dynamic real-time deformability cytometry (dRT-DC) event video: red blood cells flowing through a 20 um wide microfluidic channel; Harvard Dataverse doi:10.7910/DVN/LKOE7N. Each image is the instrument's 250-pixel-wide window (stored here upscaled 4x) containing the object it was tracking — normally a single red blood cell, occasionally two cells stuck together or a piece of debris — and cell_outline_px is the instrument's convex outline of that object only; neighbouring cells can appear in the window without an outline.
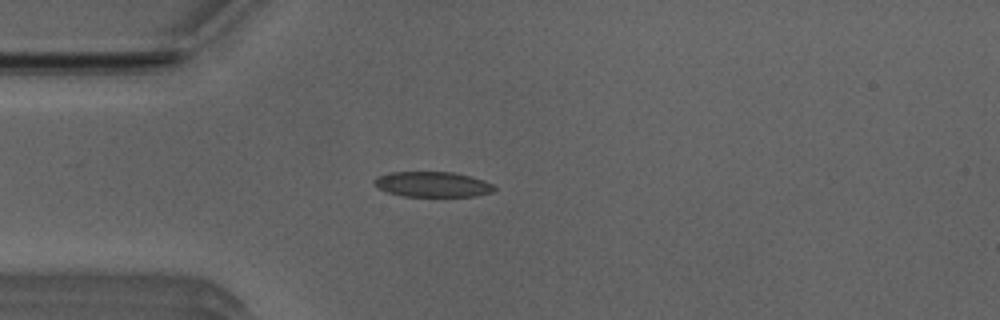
{"species": "Egyptian fruit bat (a non-hibernating species)", "species_latin": "Rousettus aegyptiacus", "temperature_condition": "room temperature", "stored_images_in_passage": 43, "camera_frame_rate_fps": 3000, "um_per_image_px": 0.085, "animal": {"sex": "male"}, "frame": {"image": 1, "passage_image": 5, "time_ms": 1.333, "image_size_px": [1000, 320], "cell_outline_px": [[496, 188], [492, 192], [476, 196], [404, 196], [388, 192], [380, 188], [376, 184], [376, 176], [392, 172], [452, 172], [484, 180], [492, 184]], "centroid_in_image_um": [36.8, 15.67], "position_along_channel_um": 48.2, "area_um2": 17.4}}
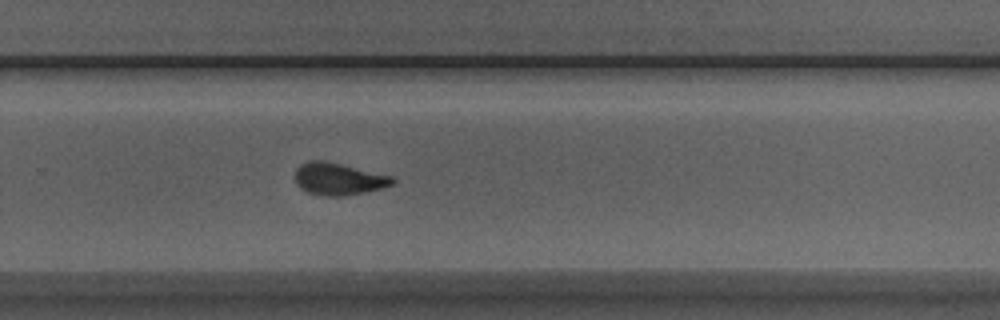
{"frame": {"image": 2, "passage_image": 25, "time_ms": 8.0, "image_size_px": [1000, 320], "cell_outline_px": [[396, 180], [392, 184], [380, 188], [340, 196], [328, 196], [308, 192], [300, 188], [296, 184], [296, 168], [300, 164], [308, 160], [324, 160], [392, 176]], "centroid_in_image_um": [28.73, 15.19], "position_along_channel_um": 301.1, "area_um2": 17.92}}
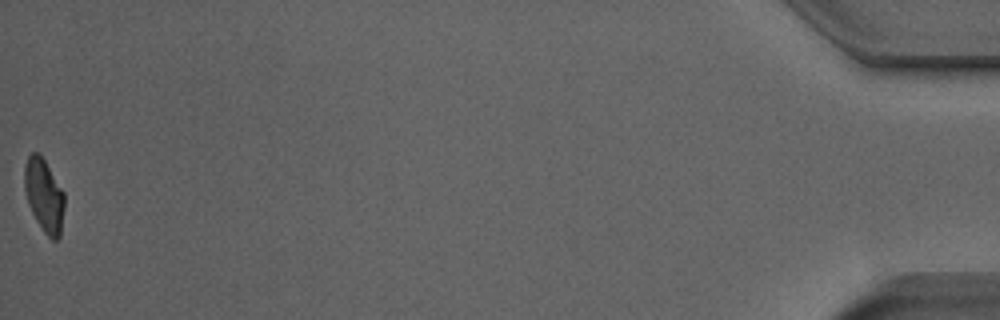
{"frame": {"image": 3, "passage_image": 43, "time_ms": 14.0, "image_size_px": [1000, 320], "cell_outline_px": [[64, 208], [60, 236], [56, 240], [52, 240], [44, 232], [36, 220], [28, 204], [24, 188], [24, 168], [28, 156], [32, 152], [40, 152], [64, 192]], "centroid_in_image_um": [3.74, 16.59], "position_along_channel_um": 431.5, "area_um2": 17.11}, "authors_computed_cell_mechanics": {"area_um2": 17.7446, "velocity_mm_per_s": 3.9556, "shape_relaxation_time_tau1_ms": 8.3281, "shape_relaxation_time_tau2_ms": 1.8148, "deformation_change_tau1": 0.2228, "deformation_change_tau2": 0.0832}}